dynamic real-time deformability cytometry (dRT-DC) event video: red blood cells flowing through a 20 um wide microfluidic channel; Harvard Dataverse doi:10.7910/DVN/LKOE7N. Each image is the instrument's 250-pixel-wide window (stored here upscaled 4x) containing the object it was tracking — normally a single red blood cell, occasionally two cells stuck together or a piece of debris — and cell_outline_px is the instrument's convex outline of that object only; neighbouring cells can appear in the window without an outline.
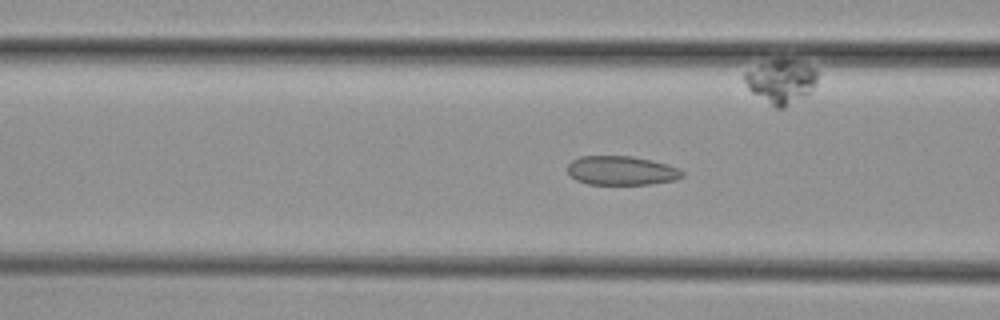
{"species": "common noctule bat (a hibernating species)", "species_latin": "Nyctalus noctula", "temperature_condition": "cold", "stored_images_in_passage": 33, "camera_frame_rate_fps": 3000, "um_per_image_px": 0.085, "animal": {"sex": "female", "body_mass_g": 29.2, "forearm_length_mm": 56.3}, "frame": {"image": 1, "passage_image": 9, "time_ms": 2.667, "image_size_px": [1000, 320], "cell_outline_px": [[684, 176], [676, 180], [652, 184], [588, 184], [576, 180], [568, 172], [568, 164], [572, 160], [580, 156], [632, 156], [652, 160], [680, 168], [684, 172]], "centroid_in_image_um": [52.86, 14.5], "position_along_channel_um": 113.7, "area_um2": 19.54}}
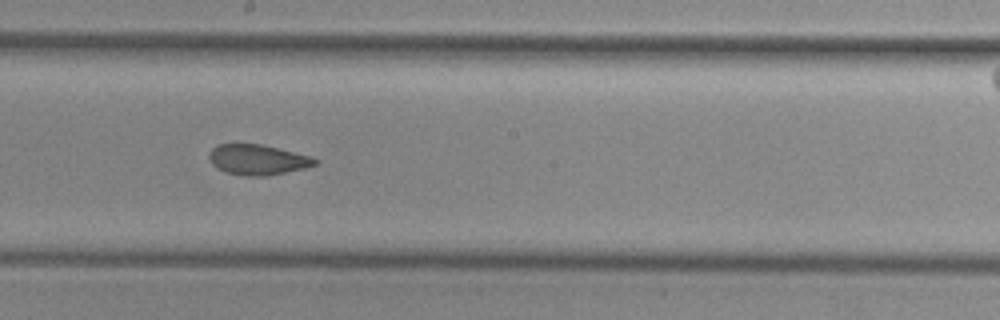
{"frame": {"image": 2, "passage_image": 18, "time_ms": 5.667, "image_size_px": [1000, 320], "cell_outline_px": [[320, 160], [316, 164], [304, 168], [268, 176], [244, 176], [224, 172], [216, 168], [212, 164], [208, 156], [212, 148], [216, 144], [260, 144], [312, 156]], "centroid_in_image_um": [21.89, 13.58], "position_along_channel_um": 226.3, "area_um2": 18.84}}
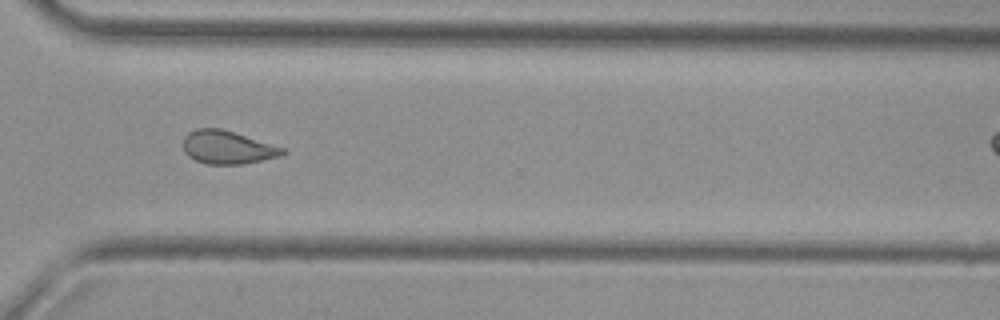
{"frame": {"image": 3, "passage_image": 28, "time_ms": 9.0, "image_size_px": [1000, 320], "cell_outline_px": [[288, 152], [280, 156], [240, 164], [208, 164], [196, 160], [188, 156], [184, 152], [184, 136], [188, 132], [196, 128], [220, 128], [284, 148]], "centroid_in_image_um": [19.31, 12.52], "position_along_channel_um": 351.3, "area_um2": 18.96}}